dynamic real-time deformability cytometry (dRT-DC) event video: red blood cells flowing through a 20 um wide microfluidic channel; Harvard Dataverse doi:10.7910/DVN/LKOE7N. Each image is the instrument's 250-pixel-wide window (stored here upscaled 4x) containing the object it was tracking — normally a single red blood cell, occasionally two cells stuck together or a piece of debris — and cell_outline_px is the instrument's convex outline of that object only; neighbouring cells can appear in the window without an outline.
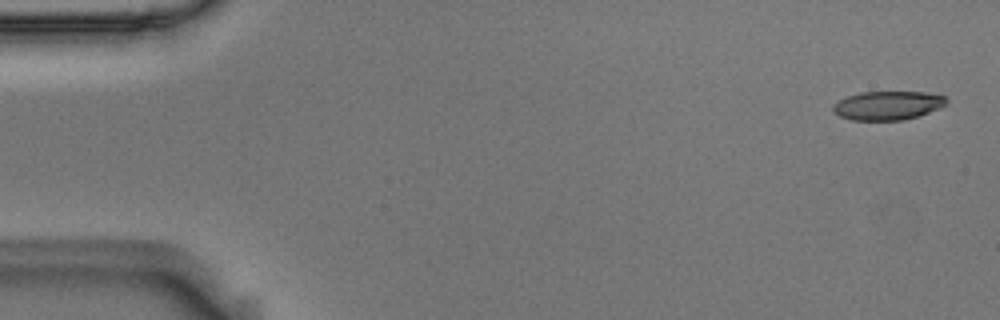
{"species": "Egyptian fruit bat (a non-hibernating species)", "species_latin": "Rousettus aegyptiacus", "temperature_condition": "room temperature", "stored_images_in_passage": 5, "camera_frame_rate_fps": 3000, "um_per_image_px": 0.085, "animal": {"sex": "male"}, "frame": {"image": 1, "passage_image": 1, "time_ms": 0.0, "image_size_px": [1000, 320], "cell_outline_px": [[948, 100], [940, 108], [920, 116], [904, 120], [852, 120], [840, 116], [832, 112], [832, 108], [840, 100], [848, 96], [860, 92], [924, 92], [944, 96]], "centroid_in_image_um": [75.47, 8.97], "position_along_channel_um": 9.5, "area_um2": 18.96}}
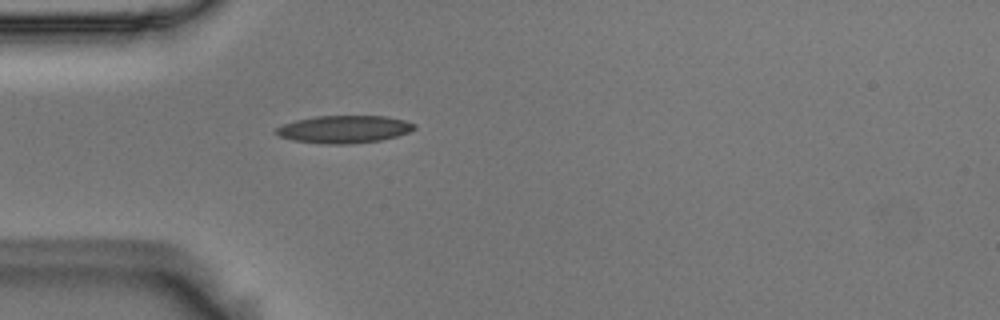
{"frame": {"image": 2, "passage_image": 5, "time_ms": 1.333, "image_size_px": [1000, 320], "cell_outline_px": [[416, 128], [408, 132], [396, 136], [380, 140], [348, 144], [324, 144], [292, 140], [280, 136], [272, 132], [276, 128], [284, 124], [296, 120], [316, 116], [384, 116], [404, 120], [416, 124]], "centroid_in_image_um": [29.23, 10.99], "position_along_channel_um": 55.8, "area_um2": 22.14}}